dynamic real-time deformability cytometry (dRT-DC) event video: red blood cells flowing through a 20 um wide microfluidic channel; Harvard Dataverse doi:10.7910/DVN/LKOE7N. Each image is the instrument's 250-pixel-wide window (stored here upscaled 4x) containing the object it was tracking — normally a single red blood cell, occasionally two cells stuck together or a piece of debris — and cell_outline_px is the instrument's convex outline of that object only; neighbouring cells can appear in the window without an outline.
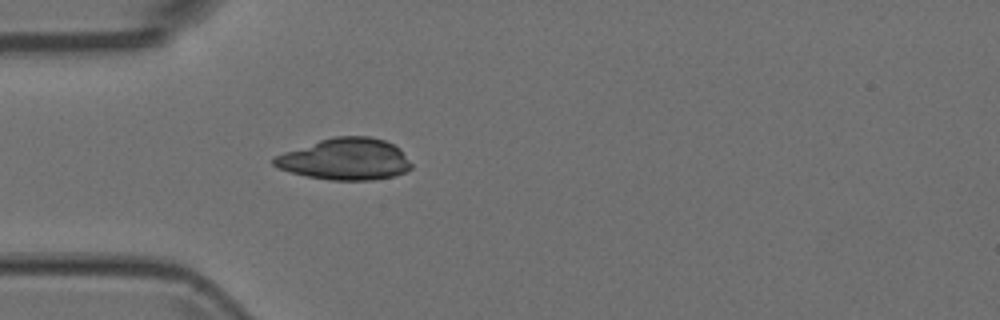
{"species": "Egyptian fruit bat (a non-hibernating species)", "species_latin": "Rousettus aegyptiacus", "temperature_condition": "room temperature", "stored_images_in_passage": 1, "camera_frame_rate_fps": 3000, "um_per_image_px": 0.085, "animal": {"sex": "female"}, "frame": {"image": 1, "passage_image": 1, "time_ms": 0.0, "image_size_px": [1000, 320], "cell_outline_px": [[412, 168], [404, 172], [392, 176], [372, 180], [332, 180], [308, 176], [276, 168], [272, 164], [272, 160], [276, 156], [284, 152], [332, 136], [368, 136], [384, 140], [400, 148], [412, 164]], "centroid_in_image_um": [29.35, 13.52], "position_along_channel_um": 55.6, "area_um2": 33.18}}